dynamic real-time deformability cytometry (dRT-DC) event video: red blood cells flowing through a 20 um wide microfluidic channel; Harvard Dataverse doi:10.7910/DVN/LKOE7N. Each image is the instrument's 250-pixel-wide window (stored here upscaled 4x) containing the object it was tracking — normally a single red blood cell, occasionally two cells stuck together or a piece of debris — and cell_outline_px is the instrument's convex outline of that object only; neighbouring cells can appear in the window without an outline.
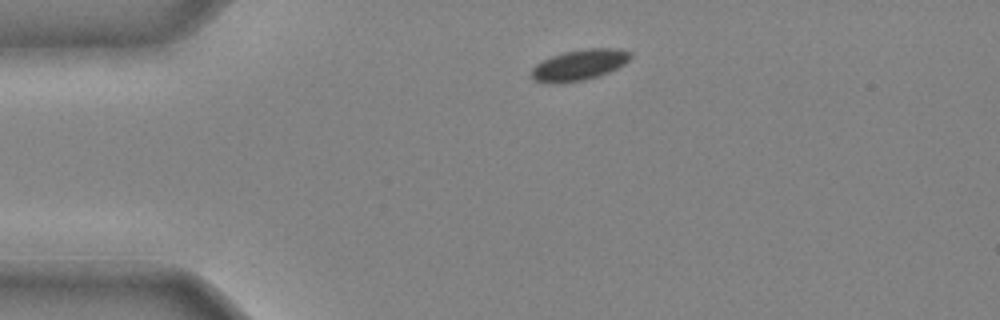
{"species": "common noctule bat (a hibernating species)", "species_latin": "Nyctalus noctula", "temperature_condition": "cold", "stored_images_in_passage": 30, "camera_frame_rate_fps": 3000, "um_per_image_px": 0.085, "animal": {"sex": "male", "body_mass_g": 20.4}, "frame": {"image": 1, "passage_image": 1, "time_ms": 0.0, "image_size_px": [1000, 320], "cell_outline_px": [[632, 56], [624, 64], [608, 72], [584, 80], [560, 84], [544, 84], [536, 80], [532, 76], [532, 68], [536, 64], [552, 56], [564, 52], [588, 48], [616, 48], [632, 52]], "centroid_in_image_um": [49.23, 5.53], "position_along_channel_um": 35.8, "area_um2": 17.74}}
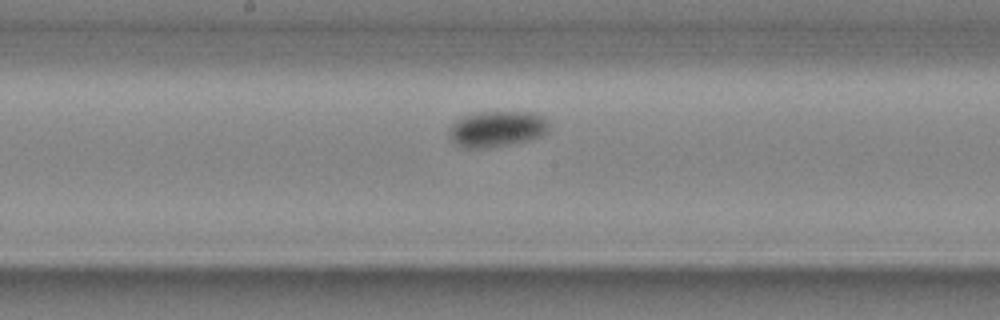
{"frame": {"image": 2, "passage_image": 15, "time_ms": 4.667, "image_size_px": [1000, 320], "cell_outline_px": [[548, 128], [540, 136], [528, 140], [508, 144], [484, 148], [464, 148], [452, 144], [448, 136], [448, 128], [456, 120], [464, 116], [476, 112], [532, 112], [544, 116], [548, 124]], "centroid_in_image_um": [42.16, 10.96], "position_along_channel_um": 206.0, "area_um2": 20.98}}
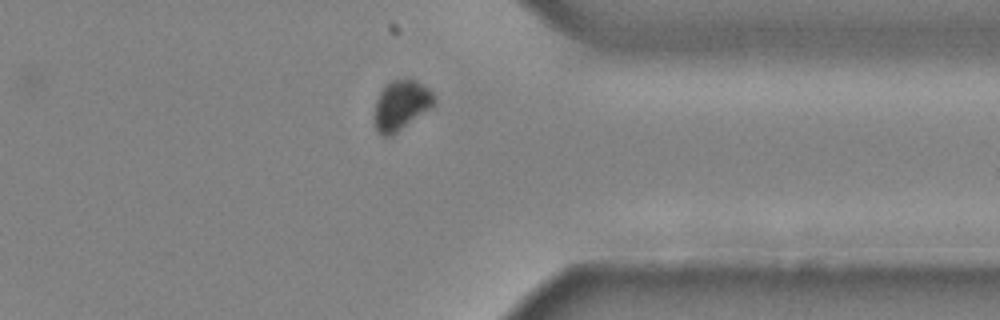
{"frame": {"image": 3, "passage_image": 27, "time_ms": 8.667, "image_size_px": [1000, 320], "cell_outline_px": [[436, 104], [432, 108], [392, 136], [380, 136], [376, 132], [372, 116], [376, 100], [380, 92], [392, 80], [416, 80], [428, 88], [436, 96]], "centroid_in_image_um": [34.09, 8.99], "position_along_channel_um": 377.3, "area_um2": 17.74}}